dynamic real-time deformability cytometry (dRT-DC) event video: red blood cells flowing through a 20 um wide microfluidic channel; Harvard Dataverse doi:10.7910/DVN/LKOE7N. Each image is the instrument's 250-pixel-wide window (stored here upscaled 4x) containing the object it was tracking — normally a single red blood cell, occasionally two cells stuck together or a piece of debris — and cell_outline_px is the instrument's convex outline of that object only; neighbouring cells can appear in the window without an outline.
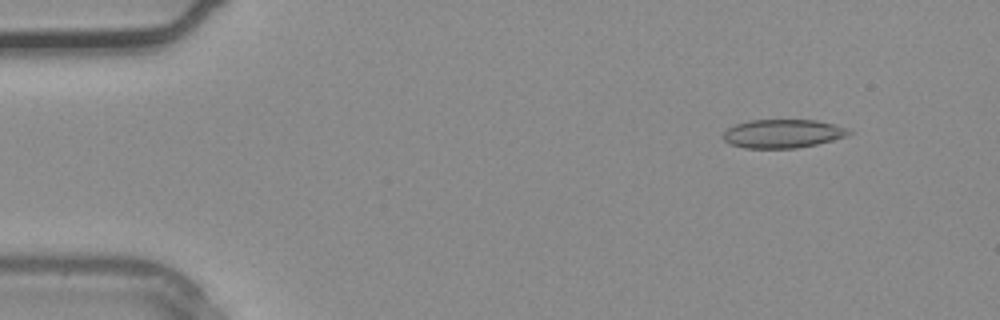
{"species": "common noctule bat (a hibernating species)", "species_latin": "Nyctalus noctula", "temperature_condition": "warm", "stored_images_in_passage": 4, "camera_frame_rate_fps": 3000, "um_per_image_px": 0.085, "animal": {"sex": "male", "body_mass_g": 20.4}, "frame": {"image": 1, "passage_image": 1, "time_ms": 0.0, "image_size_px": [1000, 320], "cell_outline_px": [[852, 132], [848, 136], [816, 144], [796, 148], [744, 148], [732, 144], [724, 140], [724, 132], [728, 128], [736, 124], [748, 120], [816, 120], [836, 124]], "centroid_in_image_um": [66.54, 11.35], "position_along_channel_um": 18.5, "area_um2": 20.81}}
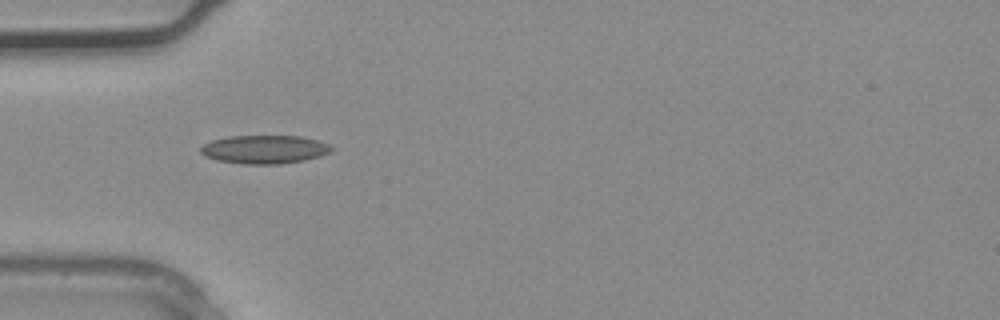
{"frame": {"image": 2, "passage_image": 3, "time_ms": 0.667, "image_size_px": [1000, 320], "cell_outline_px": [[336, 148], [332, 152], [320, 156], [304, 160], [280, 164], [240, 164], [216, 160], [204, 156], [200, 152], [200, 148], [204, 144], [212, 140], [228, 136], [304, 136], [328, 144]], "centroid_in_image_um": [22.49, 12.7], "position_along_channel_um": 62.5, "area_um2": 21.91}}
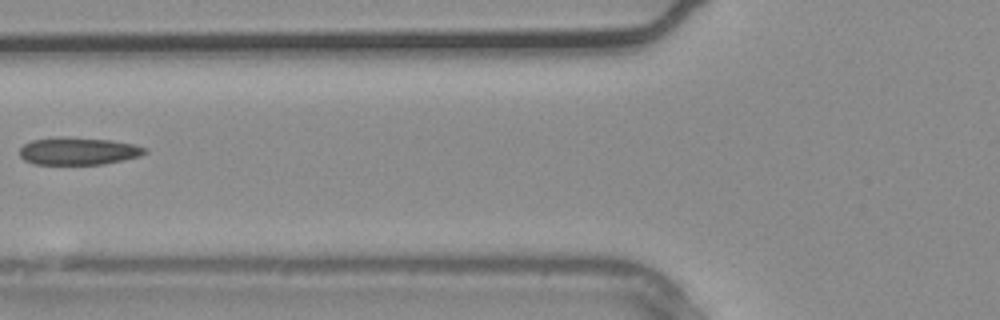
{"frame": {"image": 3, "passage_image": 4, "time_ms": 1.0, "image_size_px": [1000, 320], "cell_outline_px": [[148, 152], [140, 156], [124, 160], [104, 164], [32, 164], [24, 160], [20, 156], [20, 148], [24, 144], [32, 140], [112, 140], [136, 144], [148, 148]], "centroid_in_image_um": [6.74, 12.9], "position_along_channel_um": 119.1, "area_um2": 19.19}}